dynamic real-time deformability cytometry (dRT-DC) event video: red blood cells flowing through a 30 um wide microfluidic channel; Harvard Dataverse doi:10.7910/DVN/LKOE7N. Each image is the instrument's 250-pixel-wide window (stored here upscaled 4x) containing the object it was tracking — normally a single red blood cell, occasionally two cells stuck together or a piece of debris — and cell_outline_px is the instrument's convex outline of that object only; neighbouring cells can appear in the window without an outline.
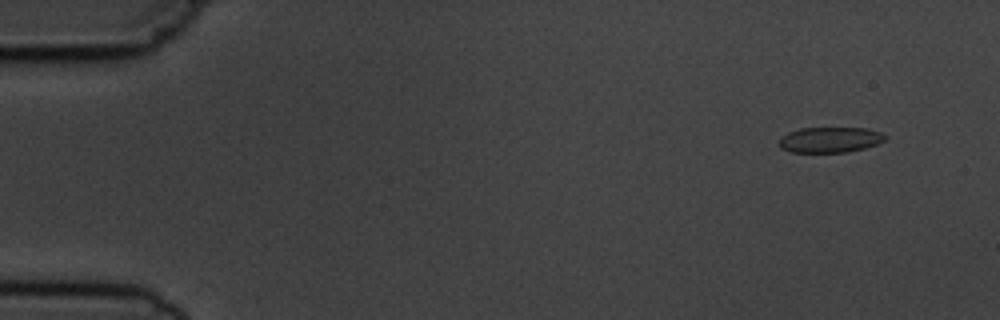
{"species": "common noctule bat (a hibernating species)", "species_latin": "Nyctalus noctula", "temperature_condition": "cold", "stored_images_in_passage": 7, "camera_frame_rate_fps": 3000, "um_per_image_px": 0.085, "animal": {"sex": "male", "body_mass_g": 19.5, "forearm_length_mm": 54.6}, "frame": {"image": 1, "passage_image": 2, "time_ms": 1.0, "image_size_px": [1000, 320], "cell_outline_px": [[888, 136], [884, 140], [876, 144], [864, 148], [848, 152], [792, 152], [780, 148], [780, 136], [788, 132], [800, 128], [868, 128], [880, 132]], "centroid_in_image_um": [70.55, 11.87], "position_along_channel_um": 14.5, "area_um2": 15.78}}
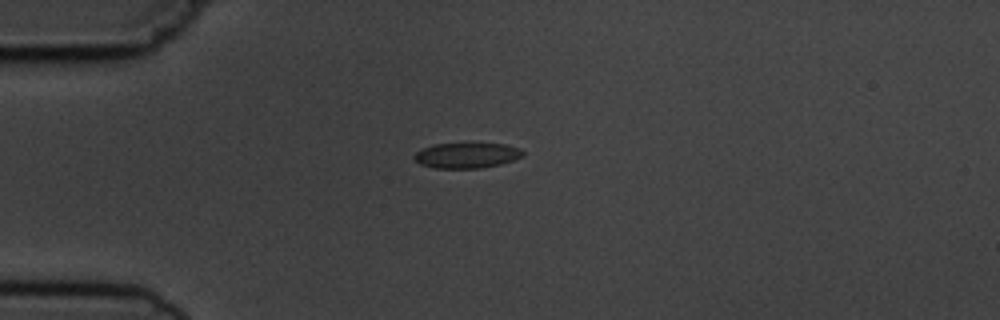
{"frame": {"image": 2, "passage_image": 5, "time_ms": 4.333, "image_size_px": [1000, 320], "cell_outline_px": [[524, 156], [500, 164], [480, 168], [432, 168], [420, 164], [412, 156], [416, 152], [432, 144], [504, 144], [520, 148], [524, 152]], "centroid_in_image_um": [39.66, 13.21], "position_along_channel_um": 45.3, "area_um2": 15.95}}
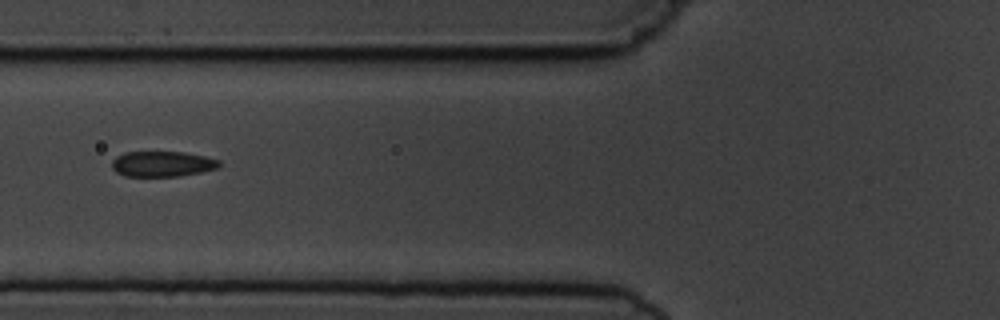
{"frame": {"image": 3, "passage_image": 7, "time_ms": 6.667, "image_size_px": [1000, 320], "cell_outline_px": [[220, 164], [216, 168], [200, 172], [180, 176], [124, 176], [116, 172], [112, 168], [112, 160], [116, 156], [124, 152], [184, 152], [204, 156], [220, 160]], "centroid_in_image_um": [13.76, 13.93], "position_along_channel_um": 112.0, "area_um2": 15.9}}